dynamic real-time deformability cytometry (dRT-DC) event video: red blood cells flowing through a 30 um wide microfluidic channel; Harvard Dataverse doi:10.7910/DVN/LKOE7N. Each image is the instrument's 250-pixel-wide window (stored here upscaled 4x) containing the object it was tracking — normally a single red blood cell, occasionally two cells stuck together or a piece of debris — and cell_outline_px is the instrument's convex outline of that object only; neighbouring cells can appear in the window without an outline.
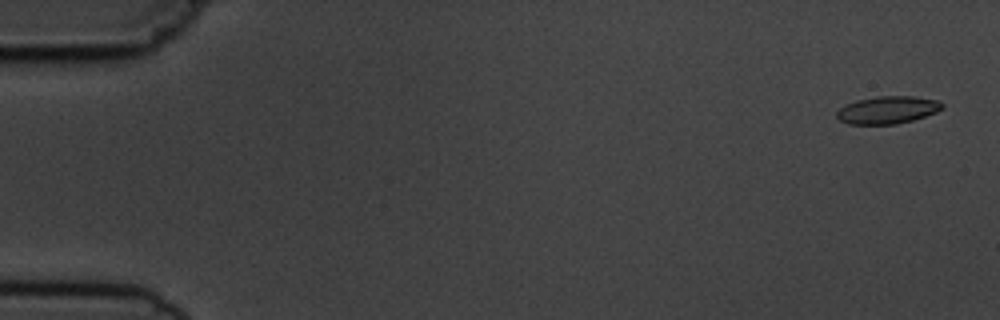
{"species": "common noctule bat (a hibernating species)", "species_latin": "Nyctalus noctula", "temperature_condition": "cold", "stored_images_in_passage": 5, "camera_frame_rate_fps": 3000, "um_per_image_px": 0.085, "animal": {"sex": "male", "body_mass_g": 19.5, "forearm_length_mm": 54.6}, "frame": {"image": 1, "passage_image": 1, "time_ms": 0.0, "image_size_px": [1000, 320], "cell_outline_px": [[944, 108], [936, 112], [912, 120], [896, 124], [848, 124], [840, 120], [836, 116], [836, 112], [840, 108], [856, 100], [880, 96], [912, 96], [936, 100], [944, 104]], "centroid_in_image_um": [75.45, 9.34], "position_along_channel_um": 9.6, "area_um2": 16.76}}
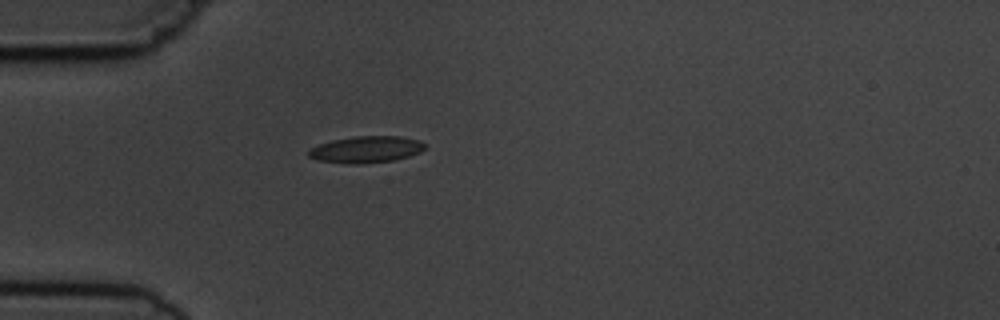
{"frame": {"image": 2, "passage_image": 5, "time_ms": 4.667, "image_size_px": [1000, 320], "cell_outline_px": [[424, 148], [420, 152], [396, 160], [360, 164], [344, 164], [316, 160], [308, 156], [308, 152], [312, 148], [320, 144], [332, 140], [356, 136], [400, 136], [420, 140], [424, 144]], "centroid_in_image_um": [31.11, 12.71], "position_along_channel_um": 53.9, "area_um2": 18.09}}